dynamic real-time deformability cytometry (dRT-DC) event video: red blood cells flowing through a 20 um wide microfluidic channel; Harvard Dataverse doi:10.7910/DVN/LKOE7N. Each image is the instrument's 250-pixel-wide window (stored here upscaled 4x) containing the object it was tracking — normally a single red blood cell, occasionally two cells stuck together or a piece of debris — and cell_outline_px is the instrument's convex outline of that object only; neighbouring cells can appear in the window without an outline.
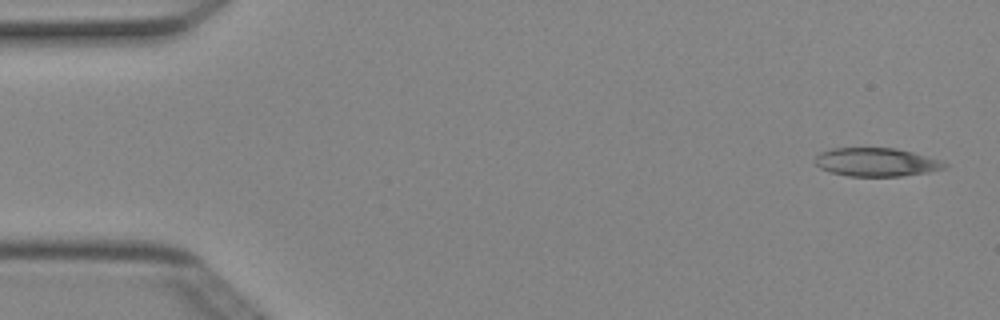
{"species": "Egyptian fruit bat (a non-hibernating species)", "species_latin": "Rousettus aegyptiacus", "temperature_condition": "cold", "stored_images_in_passage": 5, "camera_frame_rate_fps": 3000, "um_per_image_px": 0.085, "animal": {"sex": "female"}, "frame": {"image": 1, "passage_image": 1, "time_ms": 0.0, "image_size_px": [1000, 320], "cell_outline_px": [[948, 164], [944, 168], [928, 172], [900, 176], [848, 176], [828, 172], [820, 168], [816, 164], [816, 156], [820, 152], [832, 148], [896, 148], [912, 152], [940, 160]], "centroid_in_image_um": [74.46, 13.78], "position_along_channel_um": 10.5, "area_um2": 21.39}}
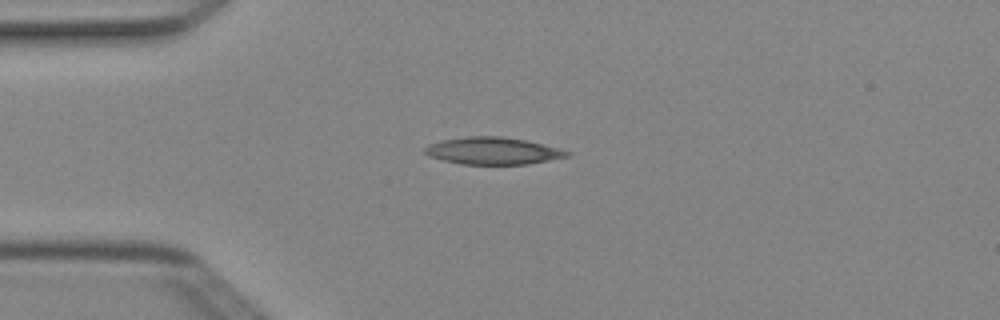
{"frame": {"image": 2, "passage_image": 4, "time_ms": 1.0, "image_size_px": [1000, 320], "cell_outline_px": [[572, 156], [528, 164], [460, 164], [428, 156], [424, 152], [424, 148], [428, 144], [440, 140], [468, 136], [500, 136], [524, 140], [572, 152]], "centroid_in_image_um": [41.87, 12.82], "position_along_channel_um": 43.1, "area_um2": 22.43}}
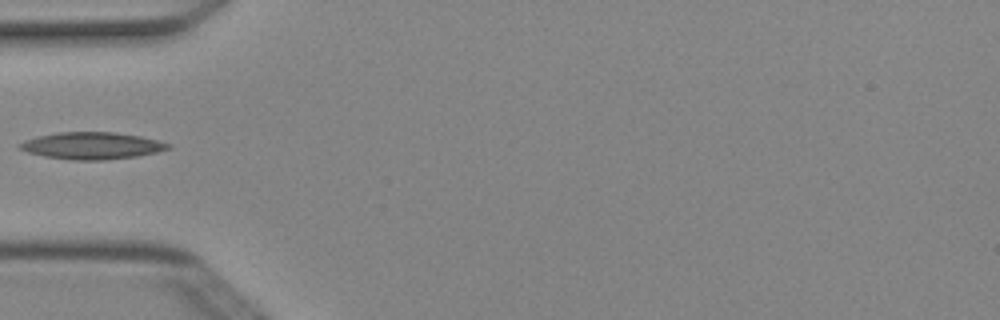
{"frame": {"image": 3, "passage_image": 5, "time_ms": 1.333, "image_size_px": [1000, 320], "cell_outline_px": [[172, 148], [156, 152], [136, 156], [104, 160], [72, 160], [44, 156], [28, 152], [20, 148], [16, 144], [24, 140], [56, 132], [116, 132], [140, 136], [172, 144]], "centroid_in_image_um": [7.81, 12.38], "position_along_channel_um": 77.2, "area_um2": 23.29}}